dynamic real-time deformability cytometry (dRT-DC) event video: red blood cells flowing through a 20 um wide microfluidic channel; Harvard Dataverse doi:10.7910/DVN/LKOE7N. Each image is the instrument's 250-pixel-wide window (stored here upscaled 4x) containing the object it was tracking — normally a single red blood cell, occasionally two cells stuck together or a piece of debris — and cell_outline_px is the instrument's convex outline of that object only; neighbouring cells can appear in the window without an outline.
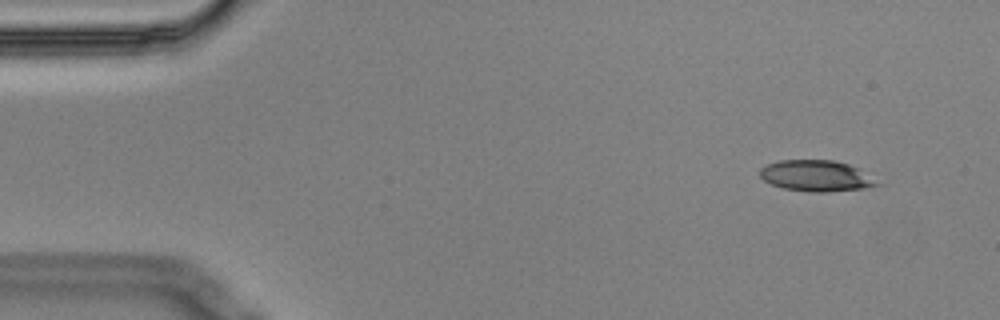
{"species": "Egyptian fruit bat (a non-hibernating species)", "species_latin": "Rousettus aegyptiacus", "temperature_condition": "cold", "stored_images_in_passage": 5, "camera_frame_rate_fps": 3000, "um_per_image_px": 0.085, "animal": {"sex": "male"}, "frame": {"image": 1, "passage_image": 1, "time_ms": 0.0, "image_size_px": [1000, 320], "cell_outline_px": [[880, 184], [864, 188], [824, 192], [808, 192], [784, 188], [772, 184], [764, 180], [760, 176], [760, 168], [768, 164], [780, 160], [832, 160], [848, 164], [860, 168]], "centroid_in_image_um": [69.36, 14.94], "position_along_channel_um": 15.6, "area_um2": 21.04}}
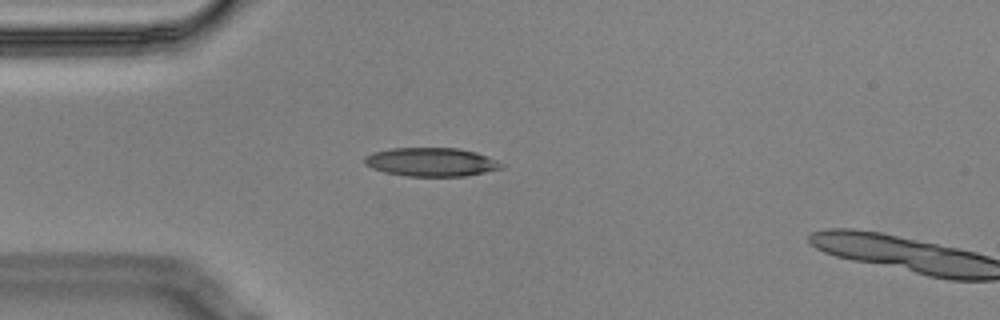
{"frame": {"image": 2, "passage_image": 4, "time_ms": 1.0, "image_size_px": [1000, 320], "cell_outline_px": [[504, 164], [500, 168], [468, 176], [408, 176], [384, 172], [372, 168], [364, 164], [364, 156], [372, 152], [392, 148], [460, 148], [476, 152], [496, 160]], "centroid_in_image_um": [36.62, 13.77], "position_along_channel_um": 48.4, "area_um2": 22.83}}